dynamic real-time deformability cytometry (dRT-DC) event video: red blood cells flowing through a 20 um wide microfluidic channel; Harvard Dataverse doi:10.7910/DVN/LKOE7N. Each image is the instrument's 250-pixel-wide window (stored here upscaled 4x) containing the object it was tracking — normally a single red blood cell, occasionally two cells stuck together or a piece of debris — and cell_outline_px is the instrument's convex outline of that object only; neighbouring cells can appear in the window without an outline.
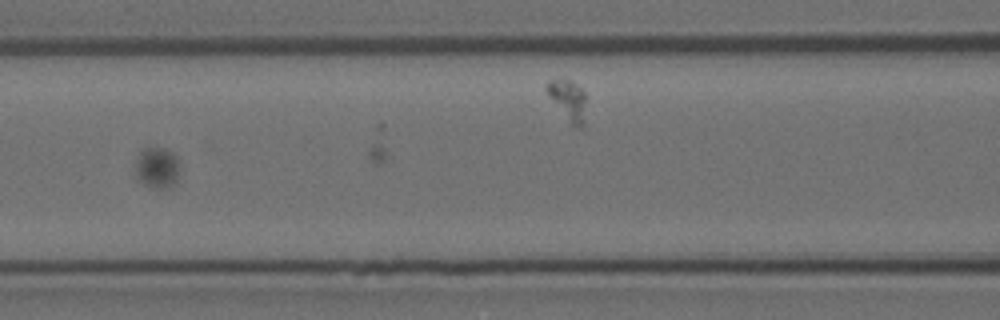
{"species": "Egyptian fruit bat (a non-hibernating species)", "species_latin": "Rousettus aegyptiacus", "temperature_condition": "room temperature", "stored_images_in_passage": 22, "camera_frame_rate_fps": 3000, "um_per_image_px": 0.085, "animal": {"sex": "female"}, "frame": {"image": 1, "passage_image": 20, "time_ms": 6.333, "image_size_px": [1000, 320], "cell_outline_px": [[180, 176], [168, 188], [152, 188], [144, 184], [136, 176], [136, 160], [140, 148], [164, 148], [172, 152], [176, 156], [180, 164]], "centroid_in_image_um": [13.38, 14.24], "position_along_channel_um": 153.2, "area_um2": 10.81}}